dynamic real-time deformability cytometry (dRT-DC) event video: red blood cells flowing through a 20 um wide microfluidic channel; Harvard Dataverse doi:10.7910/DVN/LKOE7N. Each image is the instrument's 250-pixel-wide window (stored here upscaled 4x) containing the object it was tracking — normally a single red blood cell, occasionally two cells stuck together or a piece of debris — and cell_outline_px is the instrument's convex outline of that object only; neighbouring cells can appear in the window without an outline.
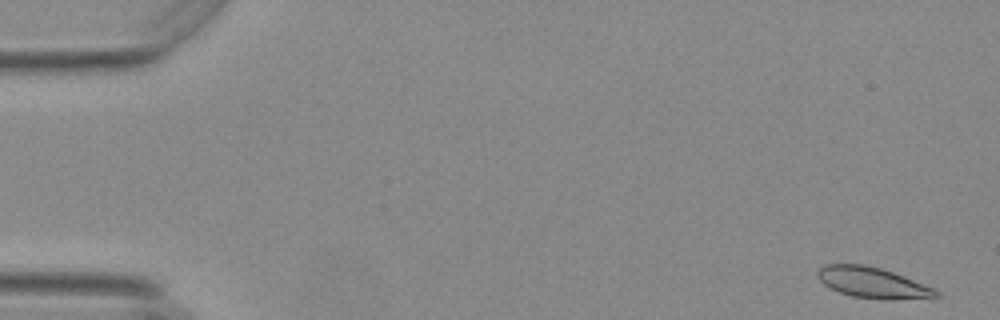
{"species": "Egyptian fruit bat (a non-hibernating species)", "species_latin": "Rousettus aegyptiacus", "temperature_condition": "warm", "stored_images_in_passage": 16, "camera_frame_rate_fps": 3000, "um_per_image_px": 0.085, "animal": {"sex": "female"}, "frame": {"image": 1, "passage_image": 1, "time_ms": 0.0, "image_size_px": [1000, 320], "cell_outline_px": [[940, 296], [852, 296], [840, 292], [824, 284], [820, 280], [820, 268], [824, 264], [864, 264], [880, 268], [892, 272], [932, 288], [940, 292]], "centroid_in_image_um": [74.05, 23.94], "position_along_channel_um": 11.0, "area_um2": 19.31}}
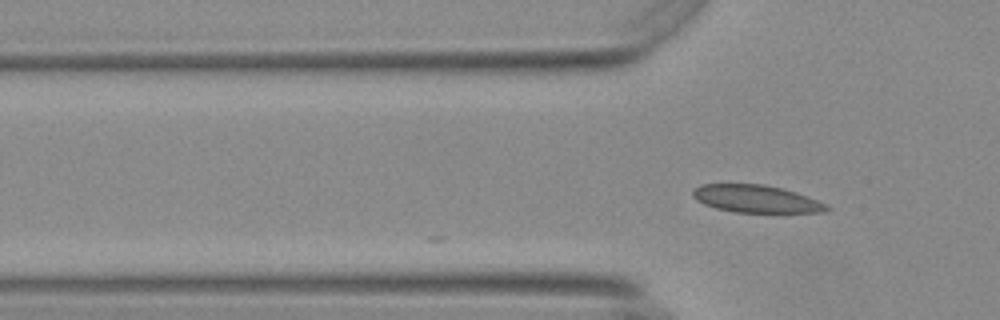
{"frame": {"image": 2, "passage_image": 16, "time_ms": 5.0, "image_size_px": [1000, 320], "cell_outline_px": [[832, 208], [828, 212], [736, 212], [716, 208], [704, 204], [696, 200], [692, 196], [692, 192], [700, 184], [764, 184], [784, 188], [796, 192], [816, 200]], "centroid_in_image_um": [64.26, 16.89], "position_along_channel_um": 61.5, "area_um2": 21.39}}